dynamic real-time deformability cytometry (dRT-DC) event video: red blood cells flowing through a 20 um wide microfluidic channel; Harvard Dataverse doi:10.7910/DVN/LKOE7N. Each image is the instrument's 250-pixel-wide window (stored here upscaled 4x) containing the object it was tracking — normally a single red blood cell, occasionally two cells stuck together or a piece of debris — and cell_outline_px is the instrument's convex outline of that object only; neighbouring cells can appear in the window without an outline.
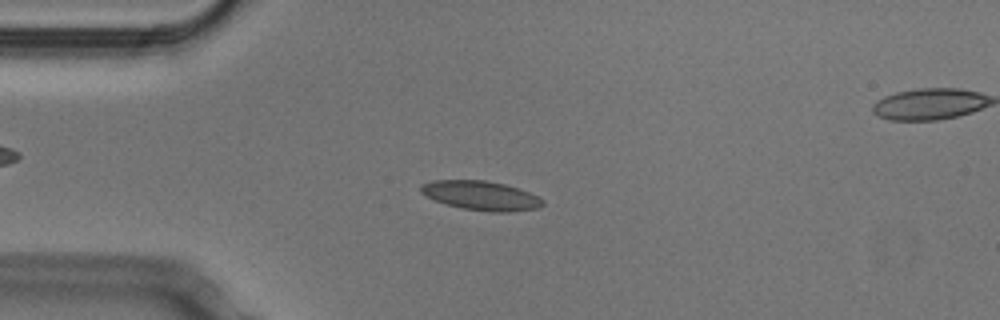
{"species": "Egyptian fruit bat (a non-hibernating species)", "species_latin": "Rousettus aegyptiacus", "temperature_condition": "cold", "stored_images_in_passage": 42, "camera_frame_rate_fps": 3000, "um_per_image_px": 0.085, "animal": {"sex": "male"}, "frame": {"image": 1, "passage_image": 2, "time_ms": 0.333, "image_size_px": [1000, 320], "cell_outline_px": [[544, 204], [540, 208], [508, 212], [492, 212], [464, 208], [448, 204], [436, 200], [420, 192], [420, 184], [432, 180], [484, 180], [504, 184], [520, 188], [540, 196], [544, 200]], "centroid_in_image_um": [40.94, 16.61], "position_along_channel_um": 44.1, "area_um2": 20.81}}
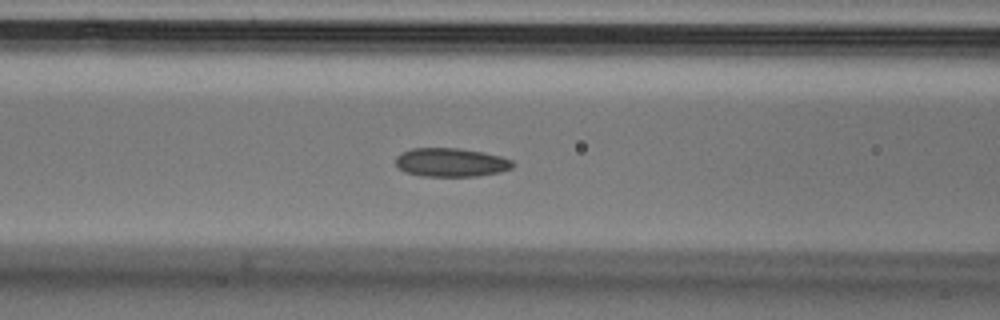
{"frame": {"image": 2, "passage_image": 10, "time_ms": 3.0, "image_size_px": [1000, 320], "cell_outline_px": [[512, 168], [500, 172], [476, 176], [420, 176], [404, 172], [396, 164], [396, 156], [412, 148], [460, 148], [484, 152], [500, 156], [512, 160]], "centroid_in_image_um": [38.33, 13.8], "position_along_channel_um": 128.3, "area_um2": 19.54}}
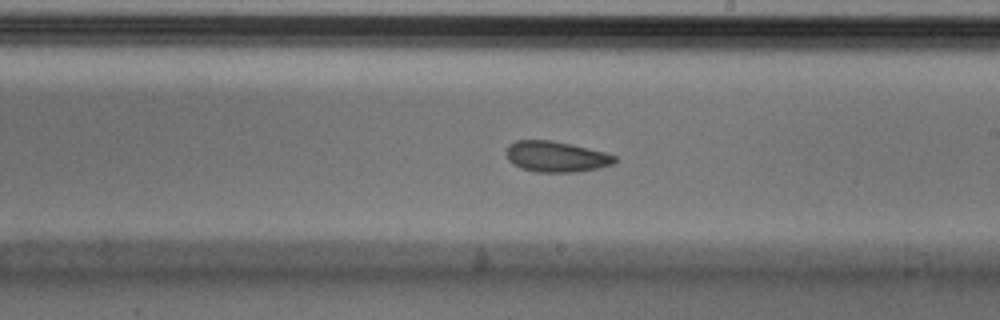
{"frame": {"image": 3, "passage_image": 19, "time_ms": 6.0, "image_size_px": [1000, 320], "cell_outline_px": [[616, 160], [612, 164], [596, 168], [576, 172], [536, 172], [520, 168], [512, 164], [508, 160], [508, 144], [516, 140], [552, 140], [572, 144], [604, 152], [616, 156]], "centroid_in_image_um": [47.24, 13.31], "position_along_channel_um": 241.8, "area_um2": 19.36}, "authors_computed_cell_mechanics": {"area_um2": 19.941, "velocity_mm_per_s": 3.7829, "shape_relaxation_time_tau1_ms": 4.734, "shape_relaxation_time_tau2_ms": 1.858, "deformation_change_tau1": 0.0809, "deformation_change_tau2": 0.0562}}